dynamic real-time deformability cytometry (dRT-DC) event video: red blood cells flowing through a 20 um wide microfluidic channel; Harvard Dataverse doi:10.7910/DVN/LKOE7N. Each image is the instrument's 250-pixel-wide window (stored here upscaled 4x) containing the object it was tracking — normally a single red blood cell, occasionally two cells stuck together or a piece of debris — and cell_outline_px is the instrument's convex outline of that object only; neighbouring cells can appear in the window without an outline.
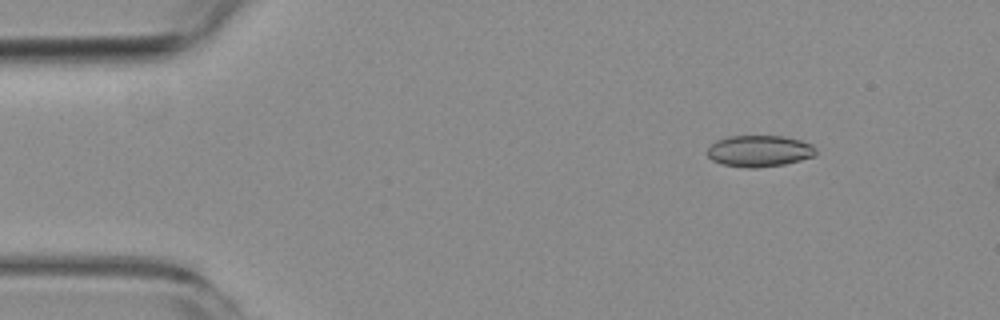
{"species": "common noctule bat (a hibernating species)", "species_latin": "Nyctalus noctula", "temperature_condition": "room temperature", "stored_images_in_passage": 4, "camera_frame_rate_fps": 3000, "um_per_image_px": 0.085, "animal": {"sex": "female", "body_mass_g": 19.3, "forearm_length_mm": 54.1}, "frame": {"image": 1, "passage_image": 2, "time_ms": 1.0, "image_size_px": [1000, 320], "cell_outline_px": [[816, 152], [812, 156], [800, 160], [784, 164], [756, 168], [748, 168], [720, 164], [712, 160], [708, 156], [708, 148], [716, 140], [728, 136], [784, 136], [800, 140], [812, 144], [816, 148]], "centroid_in_image_um": [64.53, 12.83], "position_along_channel_um": 20.5, "area_um2": 19.88}}